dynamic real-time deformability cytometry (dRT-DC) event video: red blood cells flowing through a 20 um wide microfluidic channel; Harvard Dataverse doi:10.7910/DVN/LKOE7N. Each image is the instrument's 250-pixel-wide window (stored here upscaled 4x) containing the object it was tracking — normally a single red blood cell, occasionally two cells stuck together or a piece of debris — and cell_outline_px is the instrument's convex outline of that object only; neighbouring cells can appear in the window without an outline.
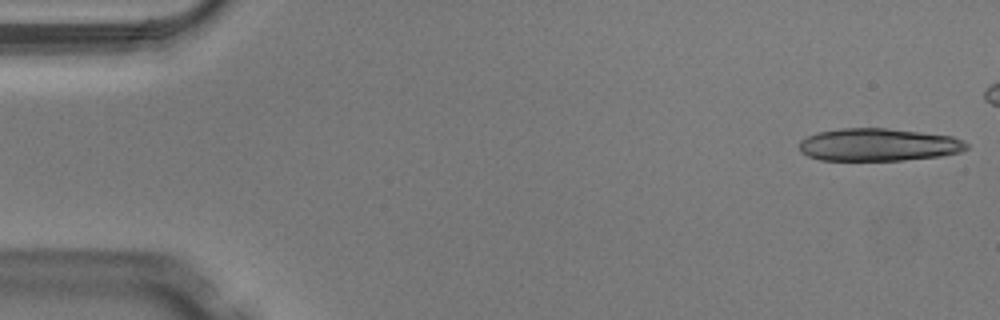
{"species": "Egyptian fruit bat (a non-hibernating species)", "species_latin": "Rousettus aegyptiacus", "temperature_condition": "warm", "stored_images_in_passage": 14, "camera_frame_rate_fps": 3000, "um_per_image_px": 0.085, "animal": {"sex": "male"}, "frame": {"image": 1, "passage_image": 1, "time_ms": 0.0, "image_size_px": [1000, 320], "cell_outline_px": [[968, 148], [960, 152], [940, 156], [904, 160], [820, 160], [808, 156], [800, 152], [800, 140], [816, 132], [840, 128], [888, 128], [952, 136], [968, 144]], "centroid_in_image_um": [74.64, 12.3], "position_along_channel_um": 10.4, "area_um2": 31.85}}